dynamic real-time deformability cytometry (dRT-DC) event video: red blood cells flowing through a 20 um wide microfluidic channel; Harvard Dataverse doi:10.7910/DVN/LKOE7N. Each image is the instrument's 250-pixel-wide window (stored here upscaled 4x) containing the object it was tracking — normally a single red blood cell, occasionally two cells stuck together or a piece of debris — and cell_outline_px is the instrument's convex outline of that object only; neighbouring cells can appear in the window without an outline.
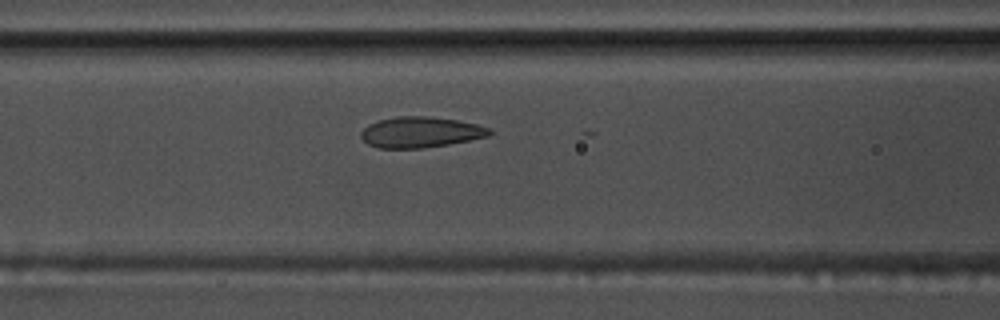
{"species": "common noctule bat (a hibernating species)", "species_latin": "Nyctalus noctula", "temperature_condition": "warm", "stored_images_in_passage": 30, "camera_frame_rate_fps": 3000, "um_per_image_px": 0.085, "animal": {"sex": "male", "body_mass_g": 17.5, "forearm_length_mm": 52.3}, "frame": {"image": 1, "passage_image": 21, "time_ms": 6.667, "image_size_px": [1000, 320], "cell_outline_px": [[492, 132], [488, 136], [448, 144], [424, 148], [380, 148], [368, 144], [360, 136], [360, 132], [368, 124], [380, 120], [396, 116], [428, 116], [456, 120], [476, 124], [488, 128]], "centroid_in_image_um": [35.7, 11.23], "position_along_channel_um": 130.9, "area_um2": 22.83}}
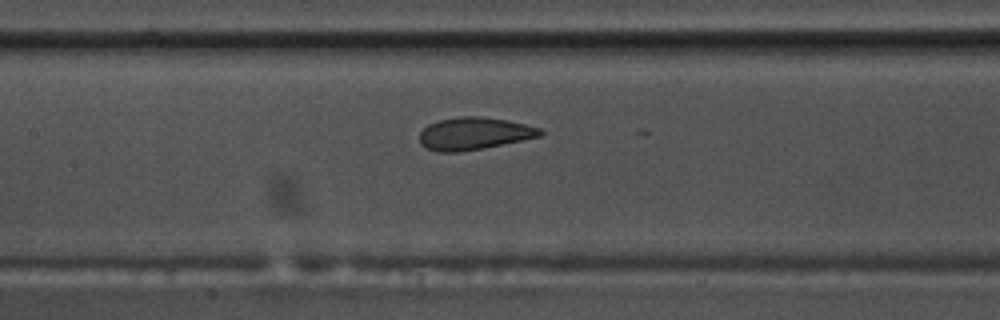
{"frame": {"image": 2, "passage_image": 24, "time_ms": 7.667, "image_size_px": [1000, 320], "cell_outline_px": [[544, 132], [540, 136], [460, 152], [440, 152], [424, 148], [420, 144], [420, 132], [428, 124], [436, 120], [460, 116], [480, 116], [508, 120], [540, 128]], "centroid_in_image_um": [40.23, 11.34], "position_along_channel_um": 167.2, "area_um2": 22.66}}
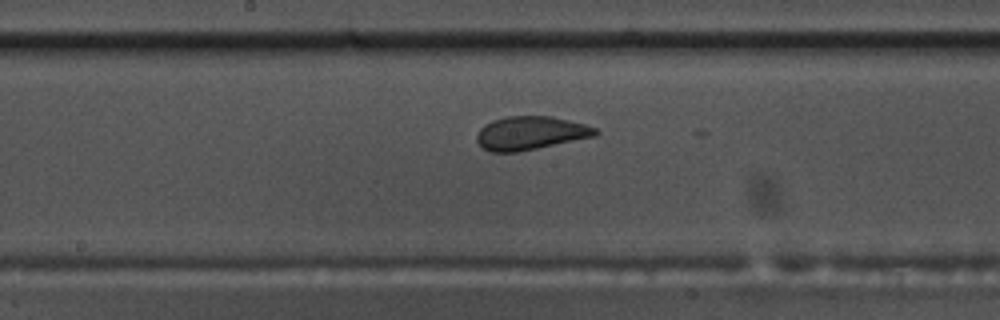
{"frame": {"image": 3, "passage_image": 27, "time_ms": 8.667, "image_size_px": [1000, 320], "cell_outline_px": [[600, 132], [596, 136], [516, 152], [492, 152], [484, 148], [476, 140], [476, 136], [480, 128], [484, 124], [492, 120], [508, 116], [552, 116], [584, 124], [596, 128]], "centroid_in_image_um": [45.09, 11.3], "position_along_channel_um": 203.1, "area_um2": 23.0}}